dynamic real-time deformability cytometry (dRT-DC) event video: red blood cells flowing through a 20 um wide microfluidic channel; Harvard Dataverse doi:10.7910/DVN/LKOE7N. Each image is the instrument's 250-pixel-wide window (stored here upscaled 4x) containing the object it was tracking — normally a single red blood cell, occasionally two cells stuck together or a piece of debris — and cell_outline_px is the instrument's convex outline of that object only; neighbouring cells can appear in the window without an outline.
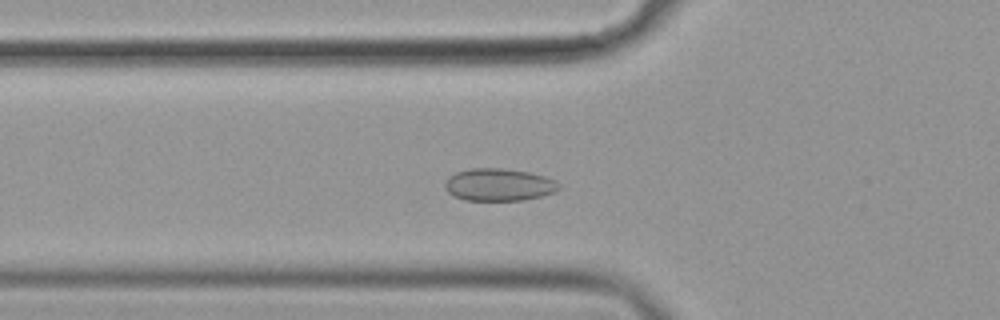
{"species": "common noctule bat (a hibernating species)", "species_latin": "Nyctalus noctula", "temperature_condition": "cold", "stored_images_in_passage": 48, "camera_frame_rate_fps": 3000, "um_per_image_px": 0.085, "animal": {"sex": "female", "body_mass_g": 19.9}, "frame": {"image": 1, "passage_image": 12, "time_ms": 3.667, "image_size_px": [1000, 320], "cell_outline_px": [[560, 188], [556, 192], [524, 200], [464, 200], [448, 192], [444, 184], [448, 176], [456, 172], [468, 168], [500, 168], [528, 172], [544, 176], [556, 180], [560, 184]], "centroid_in_image_um": [42.41, 15.69], "position_along_channel_um": 83.4, "area_um2": 21.56}}
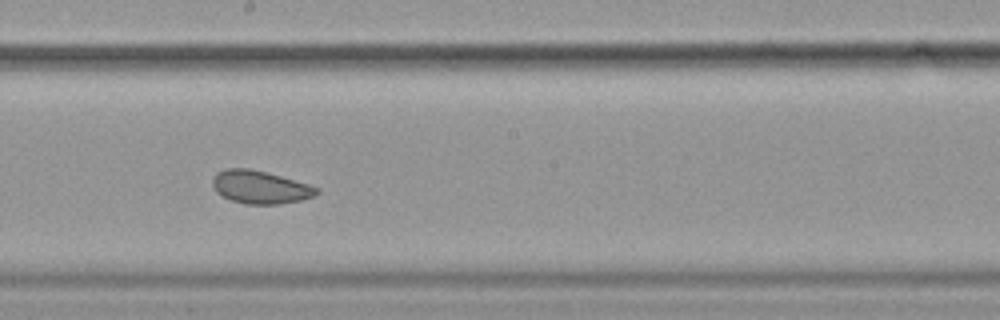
{"frame": {"image": 2, "passage_image": 24, "time_ms": 7.667, "image_size_px": [1000, 320], "cell_outline_px": [[320, 192], [316, 196], [300, 200], [280, 204], [244, 204], [232, 200], [216, 192], [212, 184], [212, 180], [216, 172], [224, 168], [248, 168], [280, 176], [308, 184], [320, 188]], "centroid_in_image_um": [22.12, 15.91], "position_along_channel_um": 226.1, "area_um2": 20.0}}
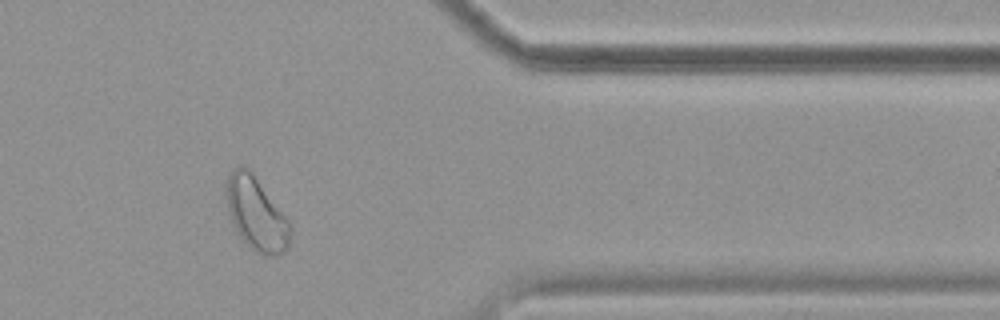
{"frame": {"image": 3, "passage_image": 39, "time_ms": 12.667, "image_size_px": [1000, 320], "cell_outline_px": [[292, 228], [288, 248], [284, 252], [276, 256], [264, 256], [256, 252], [236, 232], [228, 212], [224, 188], [224, 184], [232, 168], [240, 164], [252, 168], [292, 224]], "centroid_in_image_um": [21.78, 18.1], "position_along_channel_um": 389.6, "area_um2": 28.44}, "authors_computed_cell_mechanics": {"area_um2": 21.8195, "velocity_mm_per_s": 3.5677, "shape_relaxation_time_tau1_ms": null, "shape_relaxation_time_tau2_ms": 2.2012, "deformation_change_tau1": null, "deformation_change_tau2": 0.0381}}